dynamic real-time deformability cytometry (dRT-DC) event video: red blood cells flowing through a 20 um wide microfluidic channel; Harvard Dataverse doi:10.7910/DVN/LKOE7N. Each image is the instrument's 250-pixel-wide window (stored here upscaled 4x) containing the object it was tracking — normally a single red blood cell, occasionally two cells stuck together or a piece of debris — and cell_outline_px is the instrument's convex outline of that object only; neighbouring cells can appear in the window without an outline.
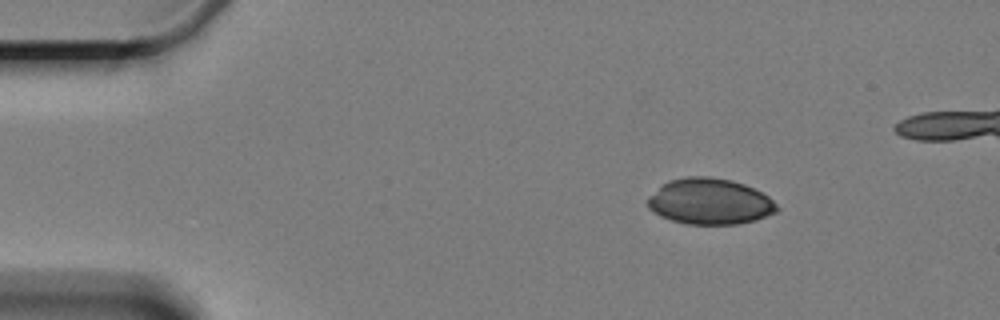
{"species": "Egyptian fruit bat (a non-hibernating species)", "species_latin": "Rousettus aegyptiacus", "temperature_condition": "cold", "stored_images_in_passage": 9, "camera_frame_rate_fps": 3000, "um_per_image_px": 0.085, "animal": {"sex": "female"}, "frame": {"image": 1, "passage_image": 1, "time_ms": 0.0, "image_size_px": [1000, 320], "cell_outline_px": [[780, 208], [776, 212], [756, 220], [736, 224], [688, 224], [672, 220], [660, 216], [648, 208], [648, 196], [668, 180], [688, 176], [712, 176], [732, 180], [744, 184], [768, 196]], "centroid_in_image_um": [60.33, 17.12], "position_along_channel_um": 24.7, "area_um2": 34.62}}
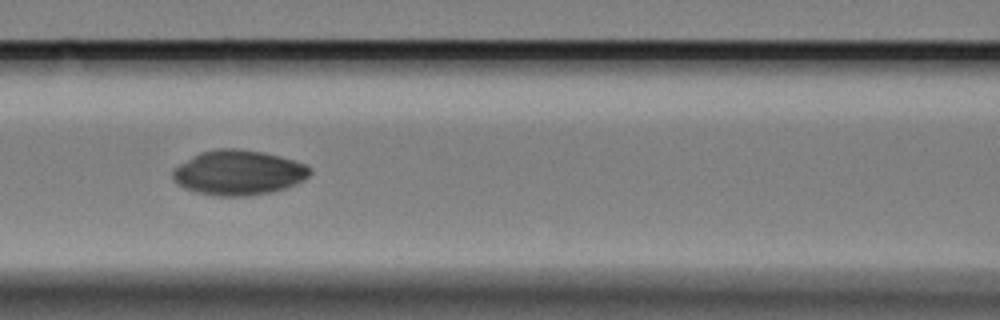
{"frame": {"image": 2, "passage_image": 6, "time_ms": 5.667, "image_size_px": [1000, 320], "cell_outline_px": [[312, 172], [304, 180], [296, 184], [272, 192], [248, 196], [216, 196], [196, 192], [184, 188], [176, 184], [172, 176], [172, 172], [180, 164], [192, 156], [200, 152], [220, 148], [236, 148], [264, 152], [280, 156], [304, 164], [312, 168]], "centroid_in_image_um": [20.27, 14.68], "position_along_channel_um": 146.3, "area_um2": 35.95}}
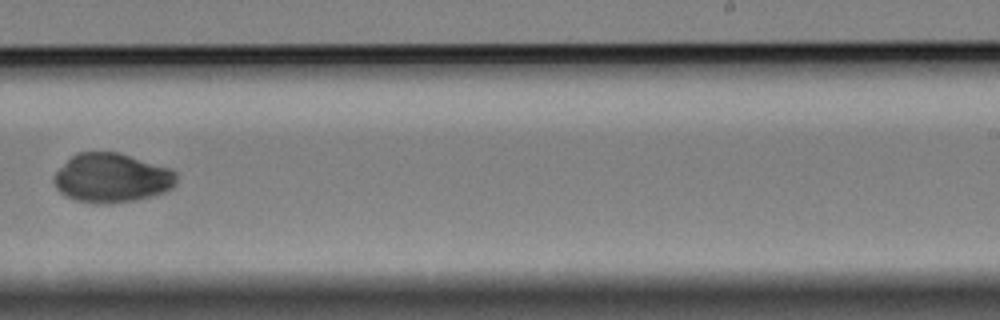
{"frame": {"image": 3, "passage_image": 9, "time_ms": 9.667, "image_size_px": [1000, 320], "cell_outline_px": [[176, 184], [172, 188], [164, 192], [152, 196], [136, 200], [108, 204], [96, 204], [76, 200], [64, 196], [56, 188], [52, 180], [52, 176], [76, 152], [120, 152], [168, 168], [176, 172]], "centroid_in_image_um": [9.48, 15.14], "position_along_channel_um": 279.5, "area_um2": 35.32}}